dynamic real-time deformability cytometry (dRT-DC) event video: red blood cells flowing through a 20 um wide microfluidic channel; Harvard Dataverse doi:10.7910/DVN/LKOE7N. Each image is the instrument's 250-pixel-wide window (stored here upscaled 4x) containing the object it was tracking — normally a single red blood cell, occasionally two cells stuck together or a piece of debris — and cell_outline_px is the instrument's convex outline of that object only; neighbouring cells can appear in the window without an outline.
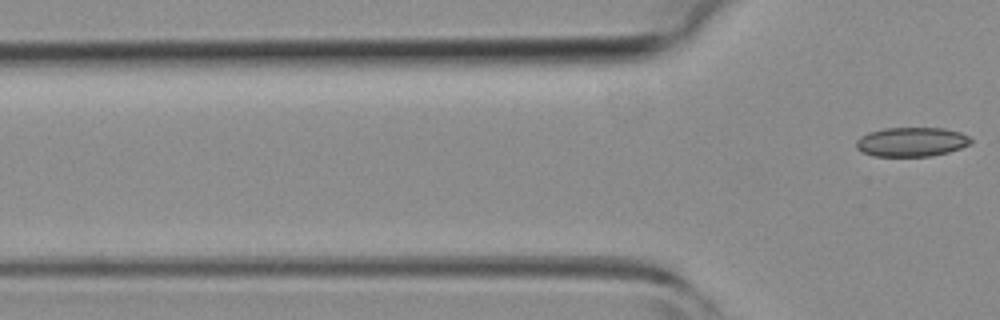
{"species": "common noctule bat (a hibernating species)", "species_latin": "Nyctalus noctula", "temperature_condition": "room temperature", "stored_images_in_passage": 4, "camera_frame_rate_fps": 3000, "um_per_image_px": 0.085, "animal": {"sex": "female", "body_mass_g": 19.3, "forearm_length_mm": 54.1}, "frame": {"image": 1, "passage_image": 4, "time_ms": 4.333, "image_size_px": [1000, 320], "cell_outline_px": [[972, 140], [968, 144], [960, 148], [948, 152], [932, 156], [872, 156], [860, 152], [856, 148], [856, 140], [860, 136], [868, 132], [884, 128], [944, 128], [960, 132], [968, 136]], "centroid_in_image_um": [77.43, 12.06], "position_along_channel_um": 48.4, "area_um2": 19.65}}